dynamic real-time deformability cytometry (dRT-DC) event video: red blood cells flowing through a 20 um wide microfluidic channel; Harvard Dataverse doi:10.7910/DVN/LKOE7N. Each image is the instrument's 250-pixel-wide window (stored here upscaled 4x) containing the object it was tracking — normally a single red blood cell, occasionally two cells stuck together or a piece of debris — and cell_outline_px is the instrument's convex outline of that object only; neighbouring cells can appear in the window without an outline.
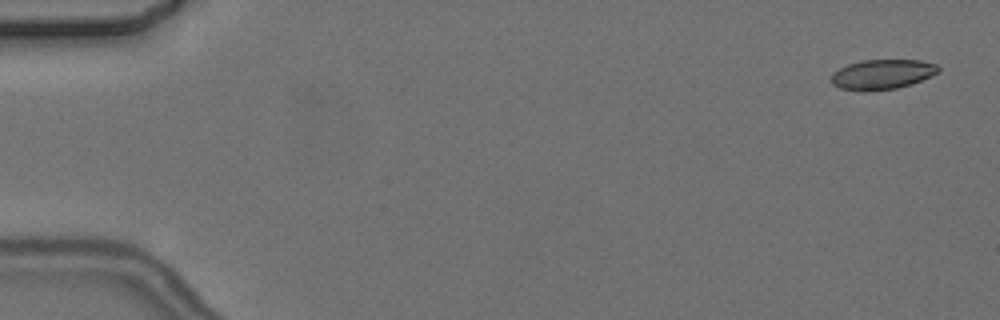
{"species": "common noctule bat (a hibernating species)", "species_latin": "Nyctalus noctula", "temperature_condition": "cold", "stored_images_in_passage": 5, "camera_frame_rate_fps": 3000, "um_per_image_px": 0.085, "animal": {"sex": "female", "body_mass_g": 24.6, "forearm_length_mm": 56.2}, "frame": {"image": 1, "passage_image": 1, "time_ms": 0.0, "image_size_px": [1000, 320], "cell_outline_px": [[940, 72], [912, 84], [896, 88], [864, 92], [840, 88], [832, 84], [828, 80], [832, 72], [848, 64], [860, 60], [920, 60], [936, 64], [940, 68]], "centroid_in_image_um": [74.95, 6.32], "position_along_channel_um": 10.1, "area_um2": 18.96}}